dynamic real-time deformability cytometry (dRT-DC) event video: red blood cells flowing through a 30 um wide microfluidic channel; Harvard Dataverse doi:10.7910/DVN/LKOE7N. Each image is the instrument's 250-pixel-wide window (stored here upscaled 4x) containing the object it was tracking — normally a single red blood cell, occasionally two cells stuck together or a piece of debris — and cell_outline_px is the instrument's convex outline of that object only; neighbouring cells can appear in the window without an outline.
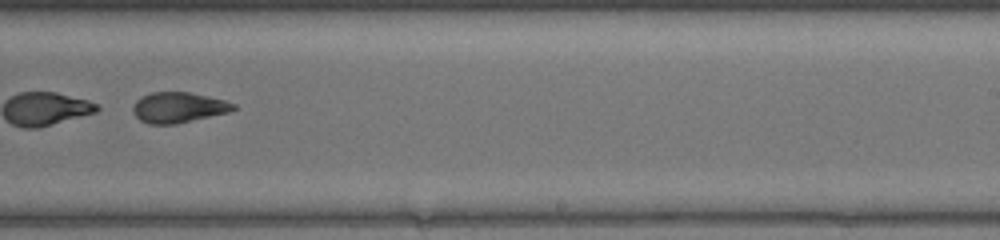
{"species": "common noctule bat (a hibernating species)", "species_latin": "Nyctalus noctula", "temperature_condition": "warm", "stored_images_in_passage": 52, "segment_of_instrument_passage": [2, 2], "camera_frame_rate_fps": 3000, "um_per_image_px": 0.085, "animal": {"sex": "female", "body_mass_g": 17.0, "forearm_length_mm": 48.0}, "frame": {"image": 1, "passage_image": 35, "time_ms": 11.333, "image_size_px": [1000, 240], "cell_outline_px": [[236, 108], [228, 112], [176, 124], [148, 124], [140, 120], [132, 112], [132, 108], [136, 100], [140, 96], [152, 92], [188, 92], [208, 96], [224, 100], [236, 104]], "centroid_in_image_um": [15.13, 9.13], "position_along_channel_um": 273.9, "area_um2": 17.86}}